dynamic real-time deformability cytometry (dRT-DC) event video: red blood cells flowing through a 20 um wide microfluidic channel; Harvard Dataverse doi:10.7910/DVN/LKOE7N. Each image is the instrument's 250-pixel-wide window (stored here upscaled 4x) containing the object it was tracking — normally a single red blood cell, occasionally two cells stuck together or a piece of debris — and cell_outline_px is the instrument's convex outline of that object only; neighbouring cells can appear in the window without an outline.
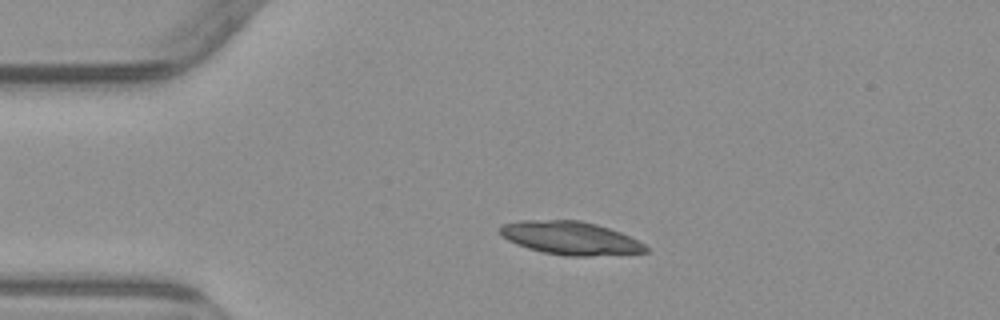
{"species": "common noctule bat (a hibernating species)", "species_latin": "Nyctalus noctula", "temperature_condition": "warm", "stored_images_in_passage": 3, "camera_frame_rate_fps": 3000, "um_per_image_px": 0.085, "animal": {"sex": "male", "body_mass_g": 23.1, "forearm_length_mm": 52.7}, "frame": {"image": 1, "passage_image": 2, "time_ms": 1.333, "image_size_px": [1000, 320], "cell_outline_px": [[648, 252], [592, 256], [564, 256], [544, 252], [528, 248], [516, 244], [508, 240], [500, 232], [500, 224], [520, 220], [580, 220], [596, 224], [620, 232], [644, 244], [648, 248]], "centroid_in_image_um": [48.46, 20.23], "position_along_channel_um": 36.5, "area_um2": 28.09}}